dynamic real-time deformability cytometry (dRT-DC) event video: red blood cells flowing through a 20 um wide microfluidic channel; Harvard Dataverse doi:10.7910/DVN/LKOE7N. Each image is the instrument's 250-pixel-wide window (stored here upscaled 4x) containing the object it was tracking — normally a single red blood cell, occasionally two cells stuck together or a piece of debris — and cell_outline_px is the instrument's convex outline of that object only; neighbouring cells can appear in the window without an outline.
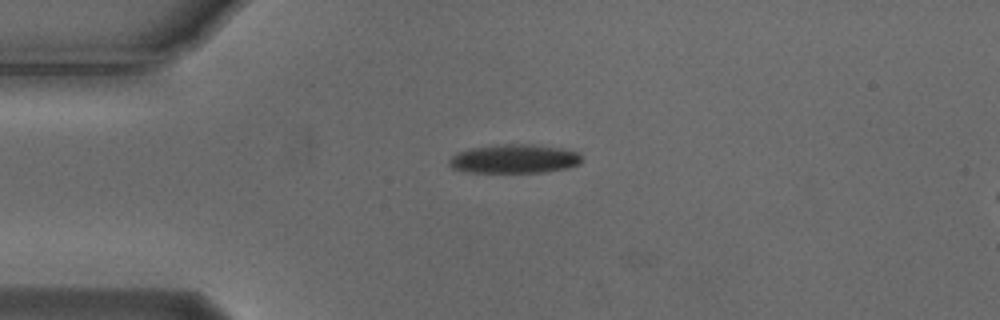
{"species": "Egyptian fruit bat (a non-hibernating species)", "species_latin": "Rousettus aegyptiacus", "temperature_condition": "cold", "stored_images_in_passage": 8, "camera_frame_rate_fps": 3000, "um_per_image_px": 0.085, "animal": {"sex": "male"}, "frame": {"image": 1, "passage_image": 6, "time_ms": 1.667, "image_size_px": [1000, 320], "cell_outline_px": [[580, 164], [564, 168], [540, 172], [468, 172], [452, 168], [448, 164], [448, 160], [456, 152], [468, 148], [496, 144], [532, 144], [560, 148], [576, 152], [580, 156]], "centroid_in_image_um": [43.62, 13.49], "position_along_channel_um": 41.4, "area_um2": 22.25}}